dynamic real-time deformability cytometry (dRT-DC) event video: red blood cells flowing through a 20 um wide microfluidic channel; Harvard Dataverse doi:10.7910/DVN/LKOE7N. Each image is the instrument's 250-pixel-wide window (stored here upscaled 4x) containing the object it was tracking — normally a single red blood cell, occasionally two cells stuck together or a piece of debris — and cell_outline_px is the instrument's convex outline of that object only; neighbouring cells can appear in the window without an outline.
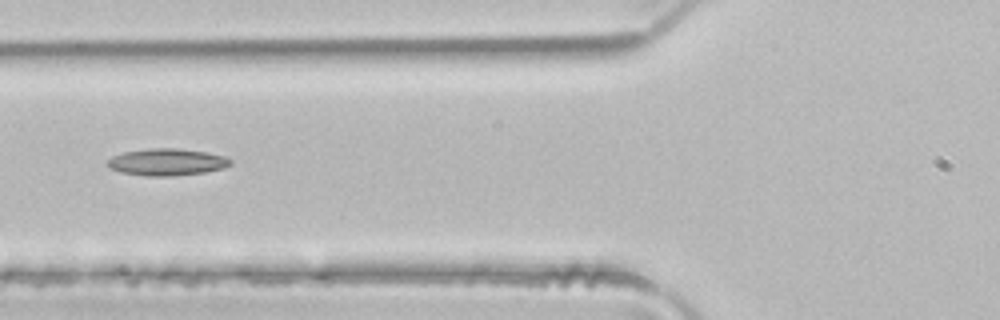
{"species": "common noctule bat (a hibernating species)", "species_latin": "Nyctalus noctula", "temperature_condition": "room temperature", "stored_images_in_passage": 5, "camera_frame_rate_fps": 3000, "um_per_image_px": 0.085, "animal": {"sex": "male", "body_mass_g": 21.5, "forearm_length_mm": 52.0}, "frame": {"image": 1, "passage_image": 5, "time_ms": 1.333, "image_size_px": [1000, 320], "cell_outline_px": [[232, 164], [224, 168], [204, 172], [172, 176], [148, 176], [120, 172], [108, 168], [104, 164], [104, 160], [112, 156], [124, 152], [148, 148], [176, 148], [208, 152], [224, 156], [232, 160]], "centroid_in_image_um": [14.13, 13.77], "position_along_channel_um": 111.7, "area_um2": 19.59}}